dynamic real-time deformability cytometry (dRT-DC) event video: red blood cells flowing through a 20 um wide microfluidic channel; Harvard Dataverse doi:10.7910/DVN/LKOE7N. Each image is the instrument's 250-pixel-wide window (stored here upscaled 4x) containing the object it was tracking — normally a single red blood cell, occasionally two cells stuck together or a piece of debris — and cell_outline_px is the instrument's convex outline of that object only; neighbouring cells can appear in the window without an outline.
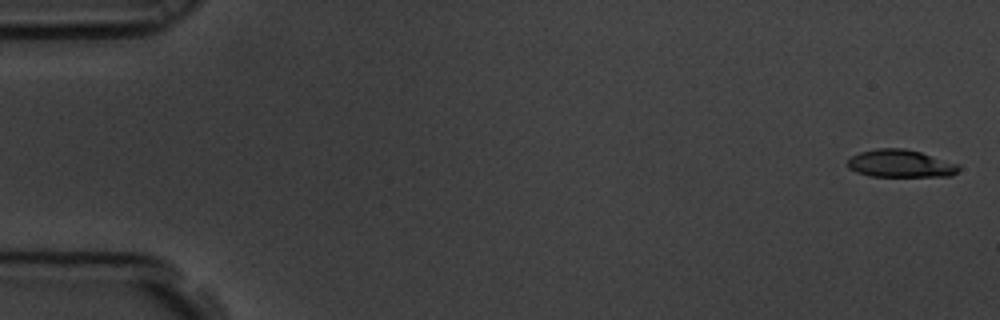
{"species": "common noctule bat (a hibernating species)", "species_latin": "Nyctalus noctula", "temperature_condition": "room temperature", "stored_images_in_passage": 60, "camera_frame_rate_fps": 3000, "um_per_image_px": 0.085, "animal": {"sex": "male", "body_mass_g": 19.5, "forearm_length_mm": 54.6}, "frame": {"image": 1, "passage_image": 2, "time_ms": 0.333, "image_size_px": [1000, 320], "cell_outline_px": [[960, 168], [952, 176], [868, 176], [856, 172], [848, 168], [848, 160], [852, 156], [860, 152], [876, 148], [904, 148], [920, 152], [960, 164]], "centroid_in_image_um": [76.54, 13.9], "position_along_channel_um": 8.5, "area_um2": 17.92}}
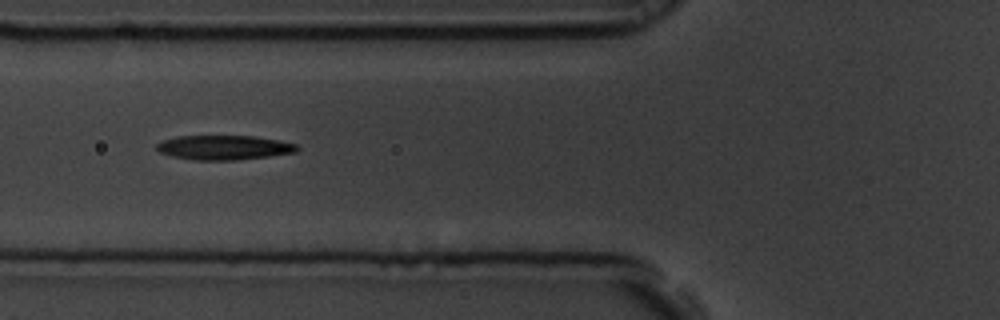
{"frame": {"image": 2, "passage_image": 23, "time_ms": 7.333, "image_size_px": [1000, 320], "cell_outline_px": [[300, 148], [296, 152], [268, 156], [236, 160], [196, 160], [172, 156], [160, 152], [156, 148], [156, 144], [164, 140], [176, 136], [256, 136], [296, 144]], "centroid_in_image_um": [19.03, 12.54], "position_along_channel_um": 106.8, "area_um2": 19.88}}
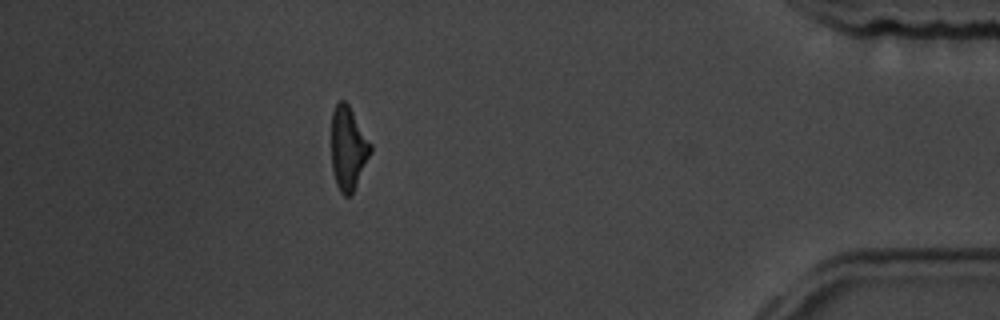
{"frame": {"image": 3, "passage_image": 53, "time_ms": 17.333, "image_size_px": [1000, 320], "cell_outline_px": [[372, 152], [352, 196], [344, 196], [340, 192], [336, 184], [332, 168], [332, 112], [336, 104], [340, 100], [344, 100], [348, 104], [372, 144]], "centroid_in_image_um": [29.61, 12.64], "position_along_channel_um": 405.6, "area_um2": 19.19}, "authors_computed_cell_mechanics": {"area_um2": 19.8543, "velocity_mm_per_s": 3.4685, "shape_relaxation_time_tau1_ms": 4.583, "shape_relaxation_time_tau2_ms": 3.0802, "deformation_change_tau1": 0.1591, "deformation_change_tau2": 0.1131}}